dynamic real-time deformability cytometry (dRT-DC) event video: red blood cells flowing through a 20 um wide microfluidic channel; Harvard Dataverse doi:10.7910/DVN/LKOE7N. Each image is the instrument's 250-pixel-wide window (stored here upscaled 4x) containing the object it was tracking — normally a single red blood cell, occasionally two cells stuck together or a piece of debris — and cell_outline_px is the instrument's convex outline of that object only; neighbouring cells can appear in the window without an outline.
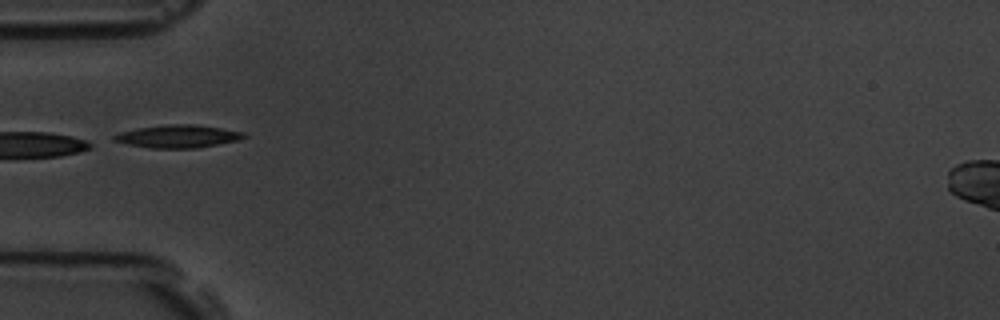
{"species": "common noctule bat (a hibernating species)", "species_latin": "Nyctalus noctula", "temperature_condition": "room temperature", "stored_images_in_passage": 7, "camera_frame_rate_fps": 3000, "um_per_image_px": 0.085, "animal": {"sex": "male", "body_mass_g": 19.5, "forearm_length_mm": 54.6}, "frame": {"image": 1, "passage_image": 5, "time_ms": 4.667, "image_size_px": [1000, 320], "cell_outline_px": [[248, 136], [236, 140], [196, 148], [152, 148], [128, 144], [112, 140], [112, 136], [120, 132], [136, 128], [168, 124], [196, 124], [244, 132]], "centroid_in_image_um": [15.09, 11.58], "position_along_channel_um": 69.9, "area_um2": 17.11}}
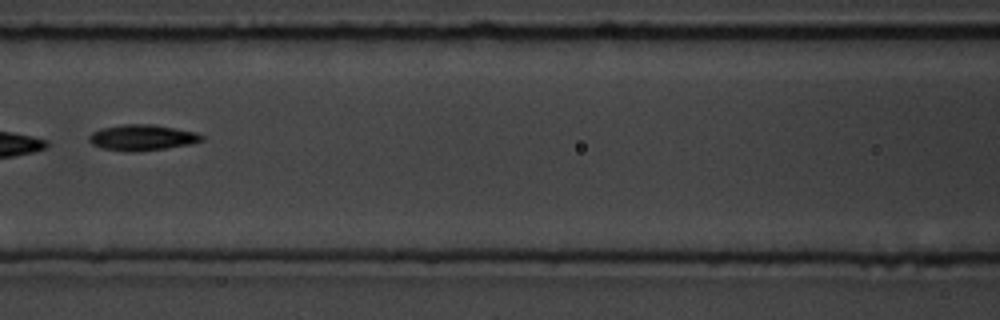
{"frame": {"image": 2, "passage_image": 7, "time_ms": 7.0, "image_size_px": [1000, 320], "cell_outline_px": [[204, 140], [192, 144], [136, 152], [124, 152], [100, 148], [92, 144], [88, 140], [88, 136], [92, 132], [100, 128], [124, 124], [152, 124], [176, 128], [196, 132], [204, 136]], "centroid_in_image_um": [12.06, 11.7], "position_along_channel_um": 154.5, "area_um2": 17.22}}